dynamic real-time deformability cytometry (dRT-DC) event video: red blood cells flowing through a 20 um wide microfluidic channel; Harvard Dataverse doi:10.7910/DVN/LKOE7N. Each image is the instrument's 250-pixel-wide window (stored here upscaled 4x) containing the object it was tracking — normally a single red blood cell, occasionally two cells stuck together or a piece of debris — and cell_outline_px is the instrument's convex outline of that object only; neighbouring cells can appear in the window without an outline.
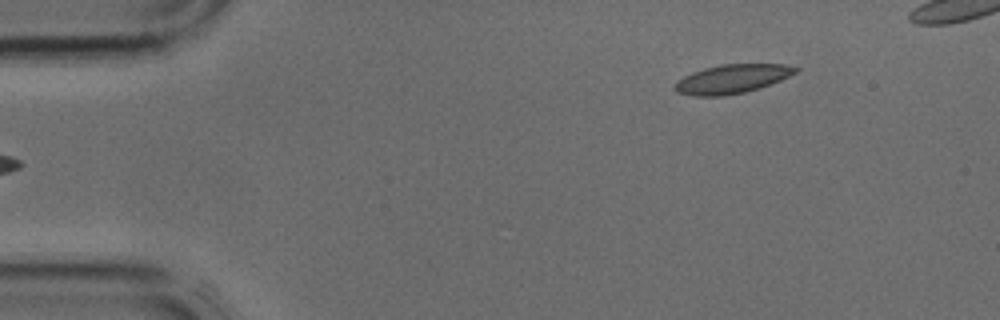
{"species": "common noctule bat (a hibernating species)", "species_latin": "Nyctalus noctula", "temperature_condition": "cold", "stored_images_in_passage": 2, "camera_frame_rate_fps": 3000, "um_per_image_px": 0.085, "animal": {"sex": "male", "body_mass_g": 17.9, "forearm_length_mm": 54.2}, "frame": {"image": 1, "passage_image": 2, "time_ms": 0.333, "image_size_px": [1000, 320], "cell_outline_px": [[800, 68], [796, 72], [780, 80], [760, 88], [744, 92], [724, 96], [692, 96], [676, 92], [672, 88], [676, 80], [692, 72], [704, 68], [720, 64], [784, 64]], "centroid_in_image_um": [62.16, 6.71], "position_along_channel_um": 22.8, "area_um2": 20.46}}